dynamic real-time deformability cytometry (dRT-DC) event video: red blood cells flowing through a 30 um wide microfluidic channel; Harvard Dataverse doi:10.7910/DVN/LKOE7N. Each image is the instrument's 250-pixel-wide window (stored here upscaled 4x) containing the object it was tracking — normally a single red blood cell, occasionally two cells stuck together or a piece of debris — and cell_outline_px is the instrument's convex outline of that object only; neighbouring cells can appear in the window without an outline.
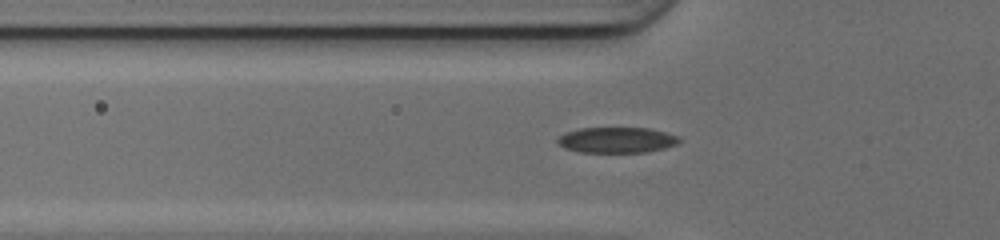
{"species": "common noctule bat (a hibernating species)", "species_latin": "Nyctalus noctula", "temperature_condition": "cold", "stored_images_in_passage": 43, "camera_frame_rate_fps": 3000, "um_per_image_px": 0.085, "animal": {"sex": "female", "body_mass_g": 17.0, "forearm_length_mm": 48.0}, "frame": {"image": 1, "passage_image": 16, "time_ms": 5.0, "image_size_px": [1000, 240], "cell_outline_px": [[680, 140], [676, 144], [664, 148], [648, 152], [580, 152], [564, 148], [556, 140], [564, 132], [580, 128], [648, 128], [680, 136]], "centroid_in_image_um": [52.41, 11.9], "position_along_channel_um": 73.4, "area_um2": 18.15}}
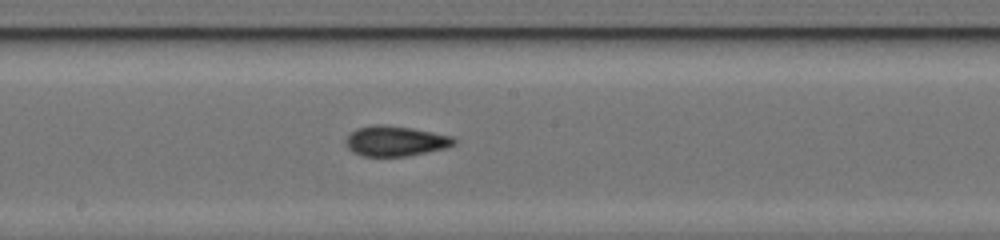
{"frame": {"image": 2, "passage_image": 26, "time_ms": 8.333, "image_size_px": [1000, 240], "cell_outline_px": [[456, 144], [444, 148], [408, 156], [364, 156], [352, 152], [348, 148], [348, 136], [356, 128], [372, 124], [384, 124], [412, 128], [452, 136], [456, 140]], "centroid_in_image_um": [33.62, 11.98], "position_along_channel_um": 214.6, "area_um2": 18.9}}
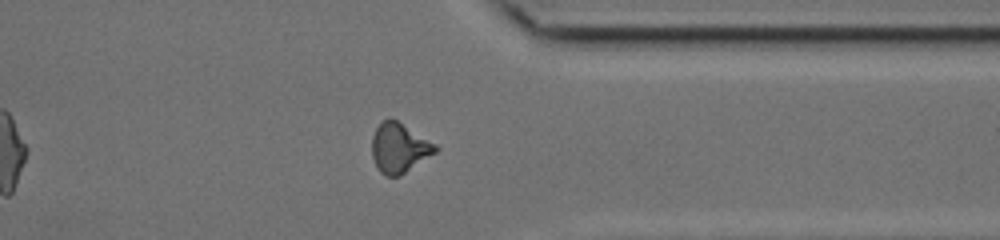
{"frame": {"image": 3, "passage_image": 38, "time_ms": 12.333, "image_size_px": [1000, 240], "cell_outline_px": [[440, 148], [436, 152], [400, 176], [384, 176], [380, 172], [372, 156], [372, 136], [380, 120], [388, 116], [396, 120], [436, 144]], "centroid_in_image_um": [33.92, 12.55], "position_along_channel_um": 377.5, "area_um2": 18.44}, "authors_computed_cell_mechanics": {"area_um2": 18.4382, "velocity_mm_per_s": 4.2035, "shape_relaxation_time_tau1_ms": null, "shape_relaxation_time_tau2_ms": 3.3795, "deformation_change_tau1": null, "deformation_change_tau2": 0.1283}}